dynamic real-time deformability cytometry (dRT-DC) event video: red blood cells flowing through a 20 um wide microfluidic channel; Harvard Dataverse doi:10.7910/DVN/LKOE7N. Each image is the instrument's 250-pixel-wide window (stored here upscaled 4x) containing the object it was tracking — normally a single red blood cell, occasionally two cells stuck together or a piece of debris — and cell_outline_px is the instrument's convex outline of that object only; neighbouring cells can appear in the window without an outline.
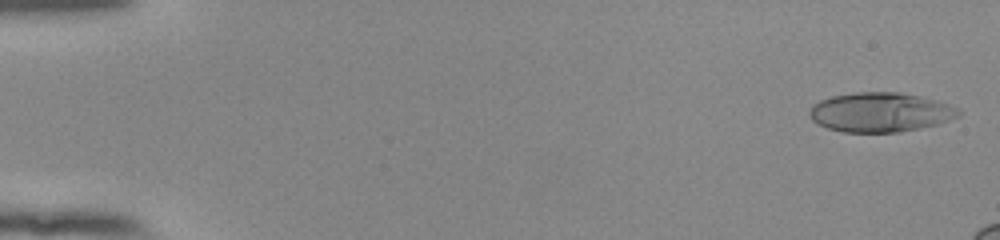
{"species": "human", "species_latin": "Homo sapiens", "temperature_condition": "room temperature", "stored_images_in_passage": 16, "camera_frame_rate_fps": 3000, "um_per_image_px": 0.085, "donor": {"sex": "female"}, "frame": {"image": 1, "passage_image": 2, "time_ms": 0.333, "image_size_px": [1000, 240], "cell_outline_px": [[960, 116], [940, 124], [900, 132], [844, 132], [828, 128], [812, 120], [808, 112], [820, 100], [832, 96], [856, 92], [900, 92], [920, 96], [936, 100], [960, 108]], "centroid_in_image_um": [74.88, 9.54], "position_along_channel_um": 10.1, "area_um2": 34.28}}